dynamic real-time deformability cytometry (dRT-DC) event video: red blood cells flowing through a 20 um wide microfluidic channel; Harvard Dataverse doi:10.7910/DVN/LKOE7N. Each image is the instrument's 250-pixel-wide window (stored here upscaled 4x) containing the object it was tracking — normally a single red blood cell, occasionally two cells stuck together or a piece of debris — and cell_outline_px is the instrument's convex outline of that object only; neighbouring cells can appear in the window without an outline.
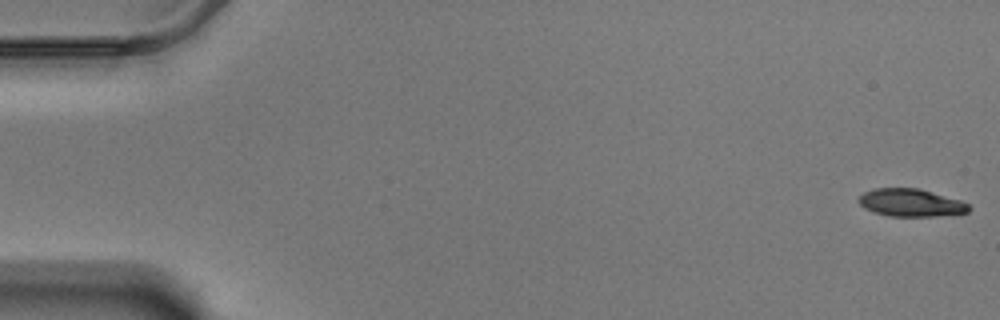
{"species": "Egyptian fruit bat (a non-hibernating species)", "species_latin": "Rousettus aegyptiacus", "temperature_condition": "warm", "stored_images_in_passage": 59, "camera_frame_rate_fps": 3000, "um_per_image_px": 0.085, "animal": {"sex": "male"}, "frame": {"image": 1, "passage_image": 1, "time_ms": 0.0, "image_size_px": [1000, 320], "cell_outline_px": [[972, 208], [968, 212], [936, 216], [888, 216], [872, 212], [864, 208], [856, 200], [864, 192], [872, 188], [920, 188], [960, 200], [968, 204]], "centroid_in_image_um": [77.39, 17.23], "position_along_channel_um": 7.6, "area_um2": 17.92}}
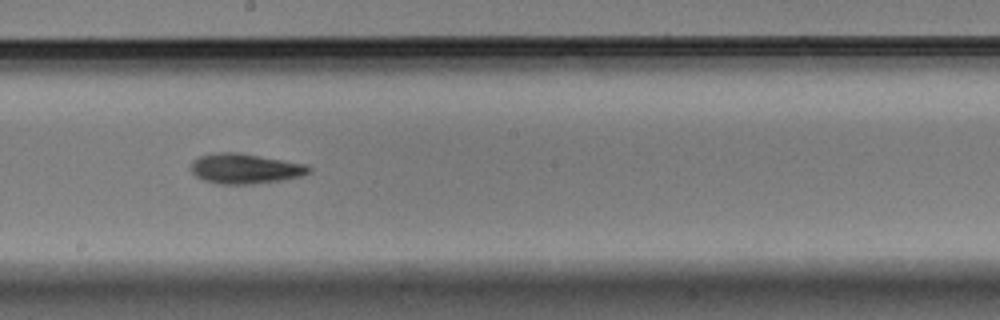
{"frame": {"image": 2, "passage_image": 33, "time_ms": 10.667, "image_size_px": [1000, 320], "cell_outline_px": [[312, 172], [300, 176], [280, 180], [252, 184], [220, 184], [204, 180], [196, 176], [192, 172], [192, 160], [200, 156], [216, 152], [240, 152], [308, 164], [312, 168]], "centroid_in_image_um": [20.87, 14.32], "position_along_channel_um": 227.3, "area_um2": 20.81}}
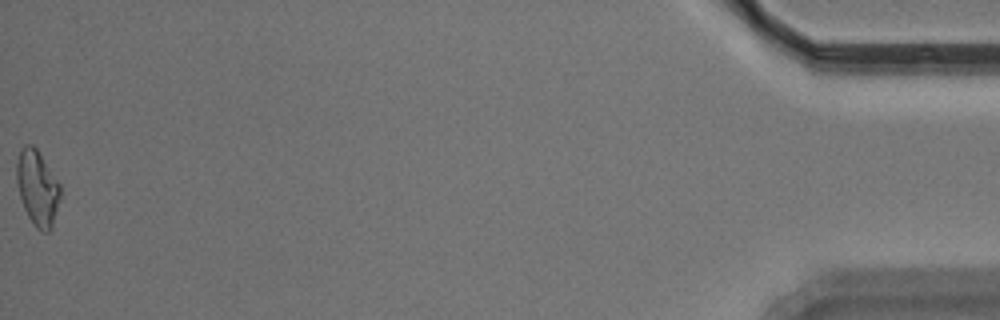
{"frame": {"image": 3, "passage_image": 59, "time_ms": 19.333, "image_size_px": [1000, 320], "cell_outline_px": [[60, 200], [52, 224], [48, 232], [44, 232], [36, 228], [28, 216], [24, 208], [20, 196], [16, 180], [16, 164], [20, 152], [24, 144], [32, 144], [36, 148], [60, 184]], "centroid_in_image_um": [3.17, 15.96], "position_along_channel_um": 432.0, "area_um2": 18.9}, "authors_computed_cell_mechanics": {"area_um2": 19.2474, "velocity_mm_per_s": 3.4685, "shape_relaxation_time_tau1_ms": 4.3757, "shape_relaxation_time_tau2_ms": 9.0601, "deformation_change_tau1": 0.1561, "deformation_change_tau2": 0.201}}